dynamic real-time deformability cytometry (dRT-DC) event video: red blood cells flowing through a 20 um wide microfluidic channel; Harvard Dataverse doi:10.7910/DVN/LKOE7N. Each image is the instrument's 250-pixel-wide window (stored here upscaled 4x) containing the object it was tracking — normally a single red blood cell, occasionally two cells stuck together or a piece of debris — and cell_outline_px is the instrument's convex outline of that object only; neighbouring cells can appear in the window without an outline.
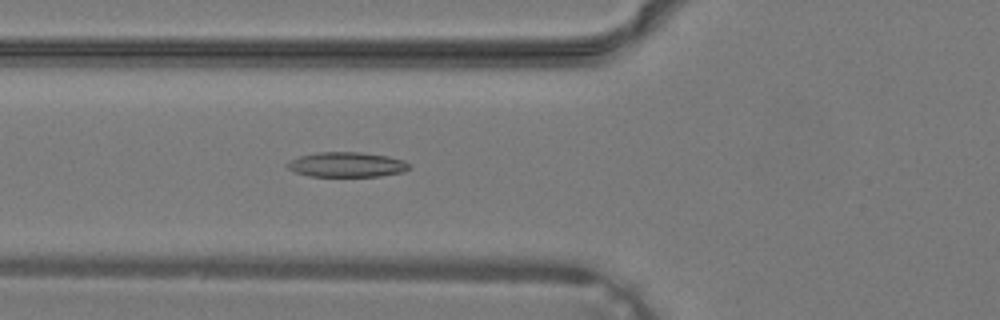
{"species": "common noctule bat (a hibernating species)", "species_latin": "Nyctalus noctula", "temperature_condition": "warm", "stored_images_in_passage": 40, "camera_frame_rate_fps": 3000, "um_per_image_px": 0.085, "animal": {"sex": "male", "body_mass_g": 19.2, "forearm_length_mm": 51.8}, "frame": {"image": 1, "passage_image": 16, "time_ms": 5.0, "image_size_px": [1000, 320], "cell_outline_px": [[408, 168], [404, 172], [380, 176], [308, 176], [296, 172], [288, 168], [284, 164], [300, 156], [316, 152], [360, 152], [388, 156], [404, 160], [408, 164]], "centroid_in_image_um": [29.46, 13.99], "position_along_channel_um": 96.3, "area_um2": 17.63}}
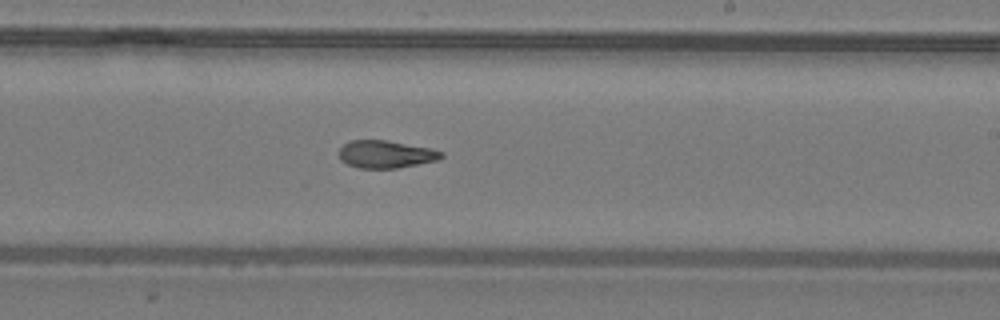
{"frame": {"image": 2, "passage_image": 25, "time_ms": 8.0, "image_size_px": [1000, 320], "cell_outline_px": [[444, 156], [436, 160], [396, 168], [360, 168], [348, 164], [340, 160], [340, 148], [348, 140], [388, 140], [432, 148], [444, 152]], "centroid_in_image_um": [32.8, 13.09], "position_along_channel_um": 256.2, "area_um2": 16.42}}
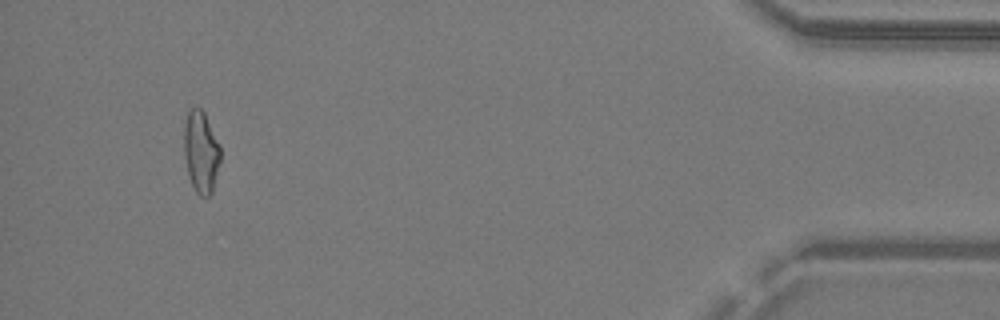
{"frame": {"image": 3, "passage_image": 38, "time_ms": 12.333, "image_size_px": [1000, 320], "cell_outline_px": [[220, 160], [212, 192], [208, 196], [200, 196], [196, 192], [192, 184], [188, 172], [184, 156], [184, 124], [188, 108], [200, 108], [204, 112], [220, 144]], "centroid_in_image_um": [17.08, 12.87], "position_along_channel_um": 418.1, "area_um2": 17.34}}